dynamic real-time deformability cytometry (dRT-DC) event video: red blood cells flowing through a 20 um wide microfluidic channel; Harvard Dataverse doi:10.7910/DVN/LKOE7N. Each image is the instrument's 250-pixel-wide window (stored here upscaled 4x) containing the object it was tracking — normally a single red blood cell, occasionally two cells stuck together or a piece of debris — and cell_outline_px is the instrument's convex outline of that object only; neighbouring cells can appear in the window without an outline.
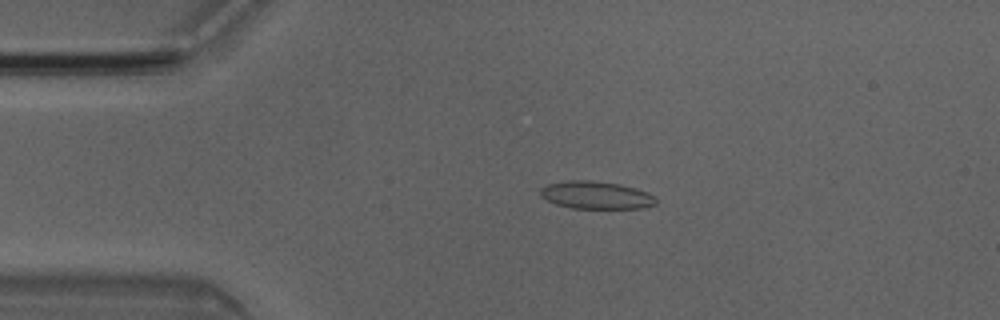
{"species": "Egyptian fruit bat (a non-hibernating species)", "species_latin": "Rousettus aegyptiacus", "temperature_condition": "room temperature", "stored_images_in_passage": 50, "camera_frame_rate_fps": 3000, "um_per_image_px": 0.085, "animal": {"sex": "male"}, "frame": {"image": 1, "passage_image": 10, "time_ms": 3.0, "image_size_px": [1000, 320], "cell_outline_px": [[656, 204], [648, 208], [572, 208], [556, 204], [540, 196], [540, 188], [548, 184], [568, 180], [592, 180], [620, 184], [636, 188], [648, 192], [656, 200]], "centroid_in_image_um": [50.67, 16.58], "position_along_channel_um": 34.3, "area_um2": 18.67}}
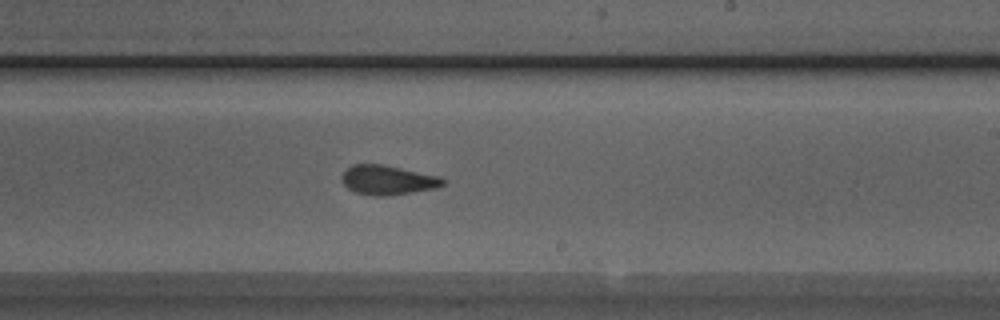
{"frame": {"image": 2, "passage_image": 29, "time_ms": 9.333, "image_size_px": [1000, 320], "cell_outline_px": [[448, 180], [444, 184], [436, 188], [388, 196], [376, 196], [356, 192], [348, 188], [340, 180], [340, 176], [352, 164], [384, 164], [440, 176]], "centroid_in_image_um": [32.98, 15.29], "position_along_channel_um": 256.0, "area_um2": 17.51}}
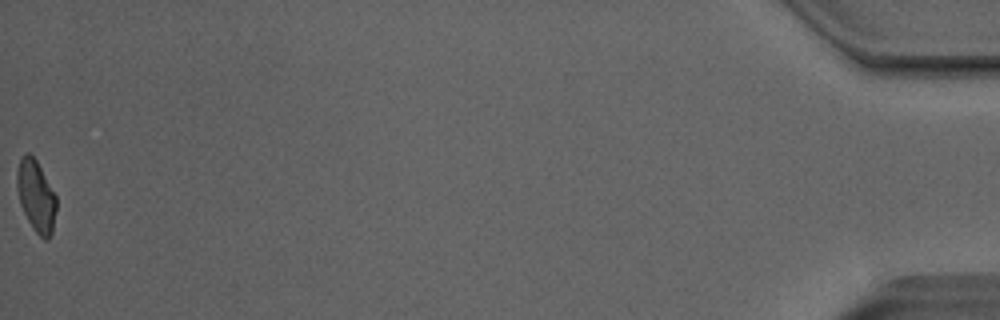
{"frame": {"image": 3, "passage_image": 50, "time_ms": 16.333, "image_size_px": [1000, 320], "cell_outline_px": [[56, 208], [52, 232], [48, 240], [44, 240], [32, 228], [20, 204], [16, 188], [16, 172], [20, 156], [24, 152], [28, 152], [36, 160], [56, 196]], "centroid_in_image_um": [3.04, 16.64], "position_along_channel_um": 432.2, "area_um2": 16.47}, "authors_computed_cell_mechanics": {"area_um2": 17.7735, "velocity_mm_per_s": 4.077, "shape_relaxation_time_tau1_ms": 9.2912, "shape_relaxation_time_tau2_ms": 1.7833, "deformation_change_tau1": 0.1666, "deformation_change_tau2": 0.0729}}